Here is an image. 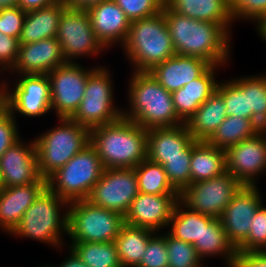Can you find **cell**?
I'll return each instance as SVG.
<instances>
[{"mask_svg":"<svg viewBox=\"0 0 266 267\" xmlns=\"http://www.w3.org/2000/svg\"><path fill=\"white\" fill-rule=\"evenodd\" d=\"M261 195L258 186H243L232 197L219 218L235 249L247 239L252 218L265 202Z\"/></svg>","mask_w":266,"mask_h":267,"instance_id":"2e32d148","label":"cell"},{"mask_svg":"<svg viewBox=\"0 0 266 267\" xmlns=\"http://www.w3.org/2000/svg\"><path fill=\"white\" fill-rule=\"evenodd\" d=\"M67 9L88 11L94 6L107 0H59Z\"/></svg>","mask_w":266,"mask_h":267,"instance_id":"7dc6e473","label":"cell"},{"mask_svg":"<svg viewBox=\"0 0 266 267\" xmlns=\"http://www.w3.org/2000/svg\"><path fill=\"white\" fill-rule=\"evenodd\" d=\"M191 184L222 175L226 169L225 150L208 144L206 141L192 142Z\"/></svg>","mask_w":266,"mask_h":267,"instance_id":"f1b7e54d","label":"cell"},{"mask_svg":"<svg viewBox=\"0 0 266 267\" xmlns=\"http://www.w3.org/2000/svg\"><path fill=\"white\" fill-rule=\"evenodd\" d=\"M16 118L17 116L14 117L8 110L0 116V157L9 147L21 139Z\"/></svg>","mask_w":266,"mask_h":267,"instance_id":"7bdbcfd3","label":"cell"},{"mask_svg":"<svg viewBox=\"0 0 266 267\" xmlns=\"http://www.w3.org/2000/svg\"><path fill=\"white\" fill-rule=\"evenodd\" d=\"M140 193L165 195L179 194L170 184L163 165L148 158L134 167Z\"/></svg>","mask_w":266,"mask_h":267,"instance_id":"836d02e7","label":"cell"},{"mask_svg":"<svg viewBox=\"0 0 266 267\" xmlns=\"http://www.w3.org/2000/svg\"><path fill=\"white\" fill-rule=\"evenodd\" d=\"M179 201V194H147L138 193L133 199L124 223L130 226L150 229L154 232H165Z\"/></svg>","mask_w":266,"mask_h":267,"instance_id":"e0dca14e","label":"cell"},{"mask_svg":"<svg viewBox=\"0 0 266 267\" xmlns=\"http://www.w3.org/2000/svg\"><path fill=\"white\" fill-rule=\"evenodd\" d=\"M25 15L19 7L0 10V33L19 39Z\"/></svg>","mask_w":266,"mask_h":267,"instance_id":"ee69618b","label":"cell"},{"mask_svg":"<svg viewBox=\"0 0 266 267\" xmlns=\"http://www.w3.org/2000/svg\"><path fill=\"white\" fill-rule=\"evenodd\" d=\"M190 163L191 157H175L163 164L170 184L179 194L191 184Z\"/></svg>","mask_w":266,"mask_h":267,"instance_id":"ab89813d","label":"cell"},{"mask_svg":"<svg viewBox=\"0 0 266 267\" xmlns=\"http://www.w3.org/2000/svg\"><path fill=\"white\" fill-rule=\"evenodd\" d=\"M226 107L221 94L216 90L185 122L196 141H207L225 120Z\"/></svg>","mask_w":266,"mask_h":267,"instance_id":"83f0119b","label":"cell"},{"mask_svg":"<svg viewBox=\"0 0 266 267\" xmlns=\"http://www.w3.org/2000/svg\"><path fill=\"white\" fill-rule=\"evenodd\" d=\"M260 130L251 119L231 115L225 118L206 142L226 150L244 139L254 136Z\"/></svg>","mask_w":266,"mask_h":267,"instance_id":"4dcf8cb0","label":"cell"},{"mask_svg":"<svg viewBox=\"0 0 266 267\" xmlns=\"http://www.w3.org/2000/svg\"><path fill=\"white\" fill-rule=\"evenodd\" d=\"M156 232L124 224L114 240L122 267H138L149 239Z\"/></svg>","mask_w":266,"mask_h":267,"instance_id":"f546056e","label":"cell"},{"mask_svg":"<svg viewBox=\"0 0 266 267\" xmlns=\"http://www.w3.org/2000/svg\"><path fill=\"white\" fill-rule=\"evenodd\" d=\"M243 185L228 171L208 180L190 184L179 194V200L190 210L220 218L232 197Z\"/></svg>","mask_w":266,"mask_h":267,"instance_id":"30bf717a","label":"cell"},{"mask_svg":"<svg viewBox=\"0 0 266 267\" xmlns=\"http://www.w3.org/2000/svg\"><path fill=\"white\" fill-rule=\"evenodd\" d=\"M138 193L134 168H105L86 200L124 216Z\"/></svg>","mask_w":266,"mask_h":267,"instance_id":"5bb4252c","label":"cell"},{"mask_svg":"<svg viewBox=\"0 0 266 267\" xmlns=\"http://www.w3.org/2000/svg\"><path fill=\"white\" fill-rule=\"evenodd\" d=\"M244 93H247L248 111L252 121L266 129V73L244 77Z\"/></svg>","mask_w":266,"mask_h":267,"instance_id":"d590c367","label":"cell"},{"mask_svg":"<svg viewBox=\"0 0 266 267\" xmlns=\"http://www.w3.org/2000/svg\"><path fill=\"white\" fill-rule=\"evenodd\" d=\"M220 67L211 65L200 77L172 92L174 109L184 123L216 91L219 80L215 76Z\"/></svg>","mask_w":266,"mask_h":267,"instance_id":"cb8c5ba5","label":"cell"},{"mask_svg":"<svg viewBox=\"0 0 266 267\" xmlns=\"http://www.w3.org/2000/svg\"><path fill=\"white\" fill-rule=\"evenodd\" d=\"M56 39L66 62L74 63L76 58H90L106 51L94 33L88 12L83 10L66 8L63 11Z\"/></svg>","mask_w":266,"mask_h":267,"instance_id":"7c38bea8","label":"cell"},{"mask_svg":"<svg viewBox=\"0 0 266 267\" xmlns=\"http://www.w3.org/2000/svg\"><path fill=\"white\" fill-rule=\"evenodd\" d=\"M237 252L266 250V204H262L252 218L247 239Z\"/></svg>","mask_w":266,"mask_h":267,"instance_id":"74e56055","label":"cell"},{"mask_svg":"<svg viewBox=\"0 0 266 267\" xmlns=\"http://www.w3.org/2000/svg\"><path fill=\"white\" fill-rule=\"evenodd\" d=\"M68 205L67 200L46 187L25 211L19 225L9 236L30 238L61 251L65 244L62 237L67 236Z\"/></svg>","mask_w":266,"mask_h":267,"instance_id":"5b68a950","label":"cell"},{"mask_svg":"<svg viewBox=\"0 0 266 267\" xmlns=\"http://www.w3.org/2000/svg\"><path fill=\"white\" fill-rule=\"evenodd\" d=\"M7 110V92L5 87H0V116Z\"/></svg>","mask_w":266,"mask_h":267,"instance_id":"f907efd6","label":"cell"},{"mask_svg":"<svg viewBox=\"0 0 266 267\" xmlns=\"http://www.w3.org/2000/svg\"><path fill=\"white\" fill-rule=\"evenodd\" d=\"M3 188V183H2V179H1V175H0V190Z\"/></svg>","mask_w":266,"mask_h":267,"instance_id":"11a10c76","label":"cell"},{"mask_svg":"<svg viewBox=\"0 0 266 267\" xmlns=\"http://www.w3.org/2000/svg\"><path fill=\"white\" fill-rule=\"evenodd\" d=\"M60 44L56 37L20 45L18 57L10 74H48L65 64Z\"/></svg>","mask_w":266,"mask_h":267,"instance_id":"d6986e66","label":"cell"},{"mask_svg":"<svg viewBox=\"0 0 266 267\" xmlns=\"http://www.w3.org/2000/svg\"><path fill=\"white\" fill-rule=\"evenodd\" d=\"M68 249L69 255L62 261V263L58 266L50 264V267H88L70 248Z\"/></svg>","mask_w":266,"mask_h":267,"instance_id":"681fc988","label":"cell"},{"mask_svg":"<svg viewBox=\"0 0 266 267\" xmlns=\"http://www.w3.org/2000/svg\"><path fill=\"white\" fill-rule=\"evenodd\" d=\"M104 169L95 148L89 143L47 179V187L68 202L85 200Z\"/></svg>","mask_w":266,"mask_h":267,"instance_id":"52a82bcc","label":"cell"},{"mask_svg":"<svg viewBox=\"0 0 266 267\" xmlns=\"http://www.w3.org/2000/svg\"><path fill=\"white\" fill-rule=\"evenodd\" d=\"M46 187L47 182L3 187L0 190V230L10 235L25 211Z\"/></svg>","mask_w":266,"mask_h":267,"instance_id":"603a6c76","label":"cell"},{"mask_svg":"<svg viewBox=\"0 0 266 267\" xmlns=\"http://www.w3.org/2000/svg\"><path fill=\"white\" fill-rule=\"evenodd\" d=\"M132 71L150 72L176 54L164 17L158 14L131 22L128 36L121 47Z\"/></svg>","mask_w":266,"mask_h":267,"instance_id":"277c9868","label":"cell"},{"mask_svg":"<svg viewBox=\"0 0 266 267\" xmlns=\"http://www.w3.org/2000/svg\"><path fill=\"white\" fill-rule=\"evenodd\" d=\"M131 72L126 88L128 109L123 108V118L146 130L184 123L176 114L171 92L165 90L150 72Z\"/></svg>","mask_w":266,"mask_h":267,"instance_id":"7a4b0ae2","label":"cell"},{"mask_svg":"<svg viewBox=\"0 0 266 267\" xmlns=\"http://www.w3.org/2000/svg\"><path fill=\"white\" fill-rule=\"evenodd\" d=\"M105 67L97 65L88 75L84 98L71 117L89 130L123 117V107L118 108L114 101L113 76L109 67Z\"/></svg>","mask_w":266,"mask_h":267,"instance_id":"ba28073f","label":"cell"},{"mask_svg":"<svg viewBox=\"0 0 266 267\" xmlns=\"http://www.w3.org/2000/svg\"><path fill=\"white\" fill-rule=\"evenodd\" d=\"M19 7V0H0V10Z\"/></svg>","mask_w":266,"mask_h":267,"instance_id":"816d5d0a","label":"cell"},{"mask_svg":"<svg viewBox=\"0 0 266 267\" xmlns=\"http://www.w3.org/2000/svg\"><path fill=\"white\" fill-rule=\"evenodd\" d=\"M168 233L181 241L194 244L203 233V215L177 202L168 224Z\"/></svg>","mask_w":266,"mask_h":267,"instance_id":"1f68e13d","label":"cell"},{"mask_svg":"<svg viewBox=\"0 0 266 267\" xmlns=\"http://www.w3.org/2000/svg\"><path fill=\"white\" fill-rule=\"evenodd\" d=\"M65 9V5L59 1L48 7L27 11L19 38L20 45L56 37Z\"/></svg>","mask_w":266,"mask_h":267,"instance_id":"4316f807","label":"cell"},{"mask_svg":"<svg viewBox=\"0 0 266 267\" xmlns=\"http://www.w3.org/2000/svg\"><path fill=\"white\" fill-rule=\"evenodd\" d=\"M164 17L176 54L202 58L211 65H228L232 36L221 24L180 15L166 4Z\"/></svg>","mask_w":266,"mask_h":267,"instance_id":"6da1fadb","label":"cell"},{"mask_svg":"<svg viewBox=\"0 0 266 267\" xmlns=\"http://www.w3.org/2000/svg\"><path fill=\"white\" fill-rule=\"evenodd\" d=\"M225 153L227 171L243 186H258V176L266 173V129L227 148Z\"/></svg>","mask_w":266,"mask_h":267,"instance_id":"9a60e30c","label":"cell"},{"mask_svg":"<svg viewBox=\"0 0 266 267\" xmlns=\"http://www.w3.org/2000/svg\"><path fill=\"white\" fill-rule=\"evenodd\" d=\"M193 141L185 123L174 127L149 129L147 158L163 165L169 158L191 157Z\"/></svg>","mask_w":266,"mask_h":267,"instance_id":"ffe728a7","label":"cell"},{"mask_svg":"<svg viewBox=\"0 0 266 267\" xmlns=\"http://www.w3.org/2000/svg\"><path fill=\"white\" fill-rule=\"evenodd\" d=\"M133 22L154 16L163 10L165 0H113Z\"/></svg>","mask_w":266,"mask_h":267,"instance_id":"b9f144b4","label":"cell"},{"mask_svg":"<svg viewBox=\"0 0 266 267\" xmlns=\"http://www.w3.org/2000/svg\"><path fill=\"white\" fill-rule=\"evenodd\" d=\"M4 70L0 67V73H4L6 74V72H3ZM4 79V80H3ZM3 79L1 78V82H0V87H6V84H7V80L5 79V77H3ZM3 80V81H2Z\"/></svg>","mask_w":266,"mask_h":267,"instance_id":"db71d44e","label":"cell"},{"mask_svg":"<svg viewBox=\"0 0 266 267\" xmlns=\"http://www.w3.org/2000/svg\"><path fill=\"white\" fill-rule=\"evenodd\" d=\"M260 38L266 42V19L262 20L255 28Z\"/></svg>","mask_w":266,"mask_h":267,"instance_id":"f5cc1de1","label":"cell"},{"mask_svg":"<svg viewBox=\"0 0 266 267\" xmlns=\"http://www.w3.org/2000/svg\"><path fill=\"white\" fill-rule=\"evenodd\" d=\"M138 267H168L166 232H156L148 241Z\"/></svg>","mask_w":266,"mask_h":267,"instance_id":"f35d334b","label":"cell"},{"mask_svg":"<svg viewBox=\"0 0 266 267\" xmlns=\"http://www.w3.org/2000/svg\"><path fill=\"white\" fill-rule=\"evenodd\" d=\"M16 81L6 84L7 110L16 115L38 118L51 111L50 83L47 74L17 75ZM9 82H11L9 84ZM13 86H12V85ZM11 85V87H10ZM13 87V88H12ZM12 88V89H11Z\"/></svg>","mask_w":266,"mask_h":267,"instance_id":"4fadbf2b","label":"cell"},{"mask_svg":"<svg viewBox=\"0 0 266 267\" xmlns=\"http://www.w3.org/2000/svg\"><path fill=\"white\" fill-rule=\"evenodd\" d=\"M67 237L70 242H110L119 235L124 216L91 204L88 200L69 202Z\"/></svg>","mask_w":266,"mask_h":267,"instance_id":"9c48e42d","label":"cell"},{"mask_svg":"<svg viewBox=\"0 0 266 267\" xmlns=\"http://www.w3.org/2000/svg\"><path fill=\"white\" fill-rule=\"evenodd\" d=\"M168 267H199L203 264L196 248L191 243L176 239L166 232Z\"/></svg>","mask_w":266,"mask_h":267,"instance_id":"8d00e7d4","label":"cell"},{"mask_svg":"<svg viewBox=\"0 0 266 267\" xmlns=\"http://www.w3.org/2000/svg\"><path fill=\"white\" fill-rule=\"evenodd\" d=\"M69 248L88 267H122L114 241L69 242Z\"/></svg>","mask_w":266,"mask_h":267,"instance_id":"d6a6232c","label":"cell"},{"mask_svg":"<svg viewBox=\"0 0 266 267\" xmlns=\"http://www.w3.org/2000/svg\"><path fill=\"white\" fill-rule=\"evenodd\" d=\"M39 267H50V265L49 264H44V265H41Z\"/></svg>","mask_w":266,"mask_h":267,"instance_id":"9f6ffc18","label":"cell"},{"mask_svg":"<svg viewBox=\"0 0 266 267\" xmlns=\"http://www.w3.org/2000/svg\"><path fill=\"white\" fill-rule=\"evenodd\" d=\"M210 66L202 58L175 54L156 65L150 74L165 90L172 93L200 77Z\"/></svg>","mask_w":266,"mask_h":267,"instance_id":"7402d4cb","label":"cell"},{"mask_svg":"<svg viewBox=\"0 0 266 267\" xmlns=\"http://www.w3.org/2000/svg\"><path fill=\"white\" fill-rule=\"evenodd\" d=\"M87 12L97 39L107 50L125 43L131 21L113 0L104 1Z\"/></svg>","mask_w":266,"mask_h":267,"instance_id":"44dd1931","label":"cell"},{"mask_svg":"<svg viewBox=\"0 0 266 267\" xmlns=\"http://www.w3.org/2000/svg\"><path fill=\"white\" fill-rule=\"evenodd\" d=\"M59 0H19V8L23 11H31L54 5Z\"/></svg>","mask_w":266,"mask_h":267,"instance_id":"c3c4849f","label":"cell"},{"mask_svg":"<svg viewBox=\"0 0 266 267\" xmlns=\"http://www.w3.org/2000/svg\"><path fill=\"white\" fill-rule=\"evenodd\" d=\"M20 47L19 39L0 33V67L9 72L15 65Z\"/></svg>","mask_w":266,"mask_h":267,"instance_id":"f6af8a7d","label":"cell"},{"mask_svg":"<svg viewBox=\"0 0 266 267\" xmlns=\"http://www.w3.org/2000/svg\"><path fill=\"white\" fill-rule=\"evenodd\" d=\"M58 121V125L34 139L38 169L46 180L90 143L89 129L71 118H58Z\"/></svg>","mask_w":266,"mask_h":267,"instance_id":"8992f818","label":"cell"},{"mask_svg":"<svg viewBox=\"0 0 266 267\" xmlns=\"http://www.w3.org/2000/svg\"><path fill=\"white\" fill-rule=\"evenodd\" d=\"M96 68H87L78 62H66L48 75L51 94V111L56 118H71L85 94L88 75Z\"/></svg>","mask_w":266,"mask_h":267,"instance_id":"8fae6325","label":"cell"},{"mask_svg":"<svg viewBox=\"0 0 266 267\" xmlns=\"http://www.w3.org/2000/svg\"><path fill=\"white\" fill-rule=\"evenodd\" d=\"M21 138L0 157V175L3 187H14L36 182H47L38 169L34 138L30 142Z\"/></svg>","mask_w":266,"mask_h":267,"instance_id":"ac0fdd59","label":"cell"},{"mask_svg":"<svg viewBox=\"0 0 266 267\" xmlns=\"http://www.w3.org/2000/svg\"><path fill=\"white\" fill-rule=\"evenodd\" d=\"M165 4L180 15L221 24L232 33L231 28L235 22L230 10V0H165Z\"/></svg>","mask_w":266,"mask_h":267,"instance_id":"d4e9b609","label":"cell"},{"mask_svg":"<svg viewBox=\"0 0 266 267\" xmlns=\"http://www.w3.org/2000/svg\"><path fill=\"white\" fill-rule=\"evenodd\" d=\"M230 10L234 21L244 19L257 26L266 19V0H230Z\"/></svg>","mask_w":266,"mask_h":267,"instance_id":"60d3db41","label":"cell"},{"mask_svg":"<svg viewBox=\"0 0 266 267\" xmlns=\"http://www.w3.org/2000/svg\"><path fill=\"white\" fill-rule=\"evenodd\" d=\"M232 267H266V250L237 252Z\"/></svg>","mask_w":266,"mask_h":267,"instance_id":"bcb514c9","label":"cell"},{"mask_svg":"<svg viewBox=\"0 0 266 267\" xmlns=\"http://www.w3.org/2000/svg\"><path fill=\"white\" fill-rule=\"evenodd\" d=\"M193 246L198 256L204 261L207 257H222L224 267H232L237 250L229 242L219 218L203 215V233Z\"/></svg>","mask_w":266,"mask_h":267,"instance_id":"484cf974","label":"cell"},{"mask_svg":"<svg viewBox=\"0 0 266 267\" xmlns=\"http://www.w3.org/2000/svg\"><path fill=\"white\" fill-rule=\"evenodd\" d=\"M225 80H219L216 90L224 100L226 116H240L252 120V111H248L247 93H244V77Z\"/></svg>","mask_w":266,"mask_h":267,"instance_id":"e575fe53","label":"cell"},{"mask_svg":"<svg viewBox=\"0 0 266 267\" xmlns=\"http://www.w3.org/2000/svg\"><path fill=\"white\" fill-rule=\"evenodd\" d=\"M148 130L126 118L90 130L104 168H134L147 158Z\"/></svg>","mask_w":266,"mask_h":267,"instance_id":"3957f363","label":"cell"}]
</instances>
